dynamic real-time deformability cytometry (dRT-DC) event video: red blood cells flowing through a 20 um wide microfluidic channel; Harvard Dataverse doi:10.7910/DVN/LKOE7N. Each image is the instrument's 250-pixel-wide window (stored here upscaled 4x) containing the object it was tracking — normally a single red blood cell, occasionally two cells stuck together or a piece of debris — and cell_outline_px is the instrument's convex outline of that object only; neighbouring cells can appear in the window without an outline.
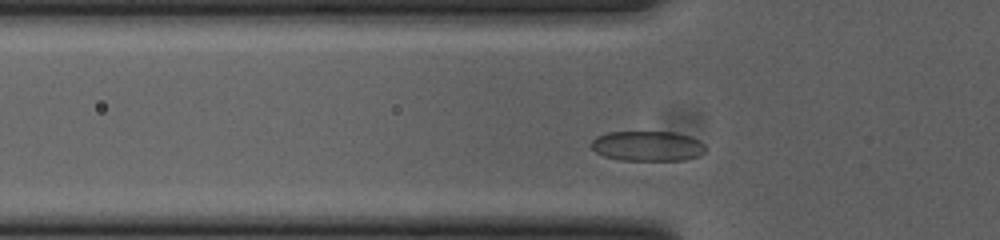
{"species": "common noctule bat (a hibernating species)", "species_latin": "Nyctalus noctula", "temperature_condition": "cold", "stored_images_in_passage": 35, "camera_frame_rate_fps": 3000, "um_per_image_px": 0.085, "animal": {"sex": "female", "body_mass_g": 23.0, "forearm_length_mm": 53.4}, "frame": {"image": 1, "passage_image": 9, "time_ms": 2.667, "image_size_px": [1000, 240], "cell_outline_px": [[704, 152], [696, 156], [684, 160], [620, 160], [604, 156], [596, 152], [588, 144], [596, 136], [608, 132], [676, 132], [688, 136], [704, 144]], "centroid_in_image_um": [54.97, 12.41], "position_along_channel_um": 70.8, "area_um2": 19.94}}
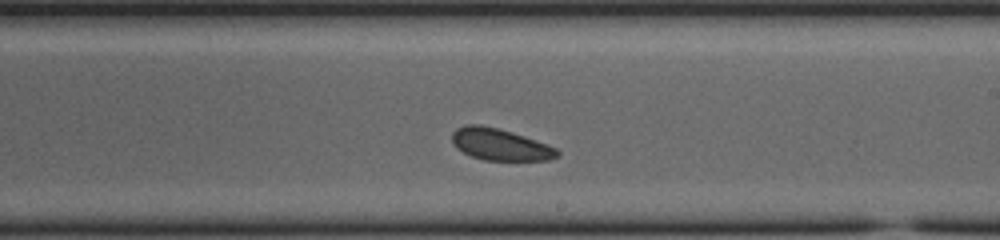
{"frame": {"image": 2, "passage_image": 23, "time_ms": 7.333, "image_size_px": [1000, 240], "cell_outline_px": [[560, 156], [548, 160], [484, 160], [472, 156], [456, 148], [452, 140], [452, 132], [456, 128], [468, 124], [480, 124], [496, 128], [524, 136], [548, 144], [556, 148], [560, 152]], "centroid_in_image_um": [42.52, 12.28], "position_along_channel_um": 246.5, "area_um2": 19.36}}
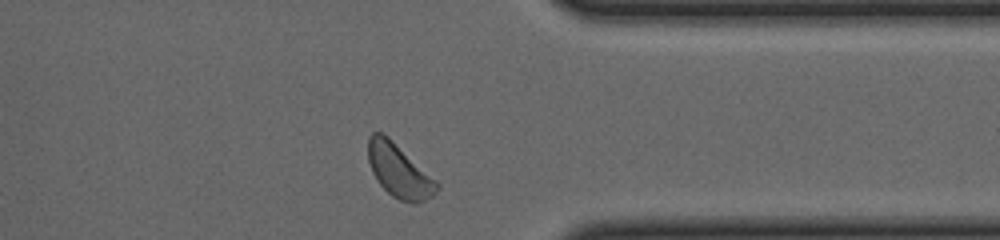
{"frame": {"image": 3, "passage_image": 34, "time_ms": 11.0, "image_size_px": [1000, 240], "cell_outline_px": [[440, 188], [432, 196], [416, 204], [412, 204], [400, 200], [392, 196], [380, 184], [372, 172], [368, 160], [368, 136], [372, 132], [380, 132], [388, 136], [436, 180], [440, 184]], "centroid_in_image_um": [33.92, 14.52], "position_along_channel_um": 377.5, "area_um2": 21.33}, "authors_computed_cell_mechanics": {"area_um2": 19.8254, "velocity_mm_per_s": 3.766, "shape_relaxation_time_tau1_ms": null, "shape_relaxation_time_tau2_ms": 3.8494, "deformation_change_tau1": null, "deformation_change_tau2": 0.0674}}